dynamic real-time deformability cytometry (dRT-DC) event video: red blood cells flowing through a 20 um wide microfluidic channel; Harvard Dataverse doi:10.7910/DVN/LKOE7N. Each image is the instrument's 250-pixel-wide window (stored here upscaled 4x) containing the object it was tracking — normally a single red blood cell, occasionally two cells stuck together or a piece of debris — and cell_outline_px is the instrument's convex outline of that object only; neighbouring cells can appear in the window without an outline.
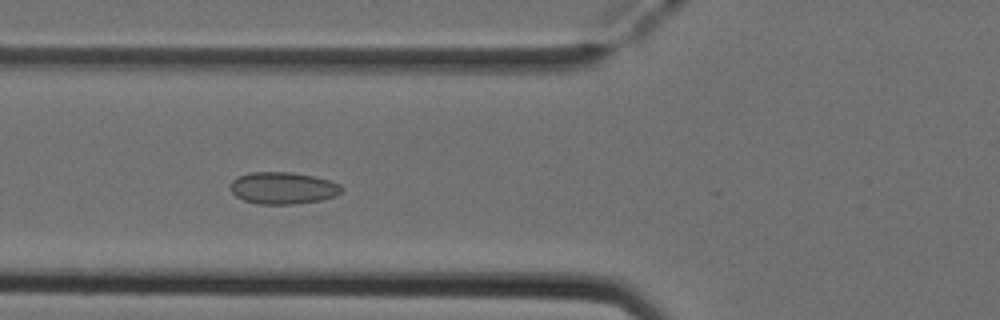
{"species": "Egyptian fruit bat (a non-hibernating species)", "species_latin": "Rousettus aegyptiacus", "temperature_condition": "cold", "stored_images_in_passage": 44, "camera_frame_rate_fps": 3000, "um_per_image_px": 0.085, "animal": {"sex": "female"}, "frame": {"image": 1, "passage_image": 18, "time_ms": 5.667, "image_size_px": [1000, 320], "cell_outline_px": [[344, 188], [340, 192], [332, 196], [320, 200], [292, 204], [260, 204], [244, 200], [236, 196], [232, 192], [232, 180], [248, 172], [292, 172], [312, 176], [328, 180], [340, 184]], "centroid_in_image_um": [24.05, 15.98], "position_along_channel_um": 101.8, "area_um2": 20.4}}
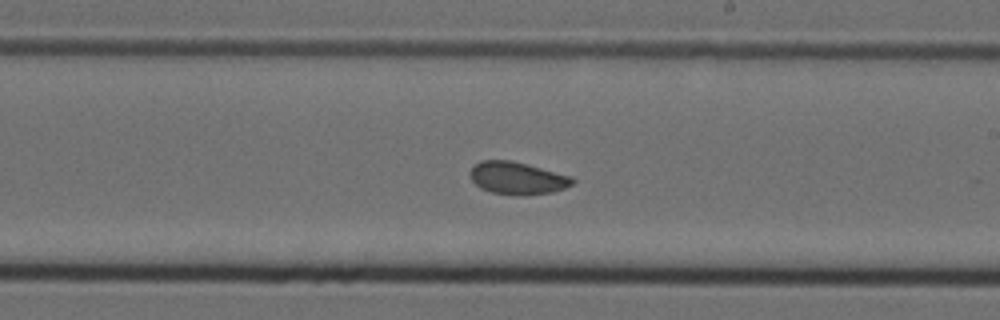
{"frame": {"image": 2, "passage_image": 29, "time_ms": 9.333, "image_size_px": [1000, 320], "cell_outline_px": [[576, 180], [572, 184], [564, 188], [552, 192], [524, 196], [516, 196], [492, 192], [480, 188], [472, 180], [472, 168], [480, 160], [512, 160], [528, 164], [572, 176]], "centroid_in_image_um": [44.01, 15.14], "position_along_channel_um": 245.0, "area_um2": 19.42}}
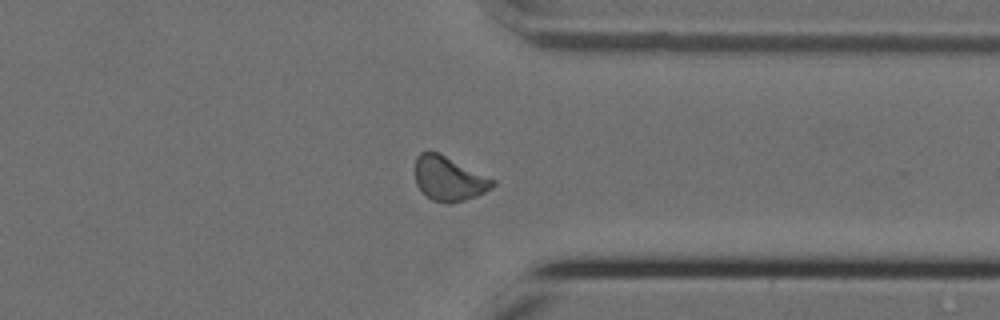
{"frame": {"image": 3, "passage_image": 39, "time_ms": 12.667, "image_size_px": [1000, 320], "cell_outline_px": [[496, 184], [492, 188], [476, 196], [464, 200], [448, 204], [444, 204], [432, 200], [416, 184], [416, 156], [420, 152], [440, 152], [496, 180]], "centroid_in_image_um": [38.18, 15.18], "position_along_channel_um": 373.2, "area_um2": 20.11}, "authors_computed_cell_mechanics": {"area_um2": 19.7387, "velocity_mm_per_s": 3.8987, "shape_relaxation_time_tau1_ms": null, "shape_relaxation_time_tau2_ms": 2.9398, "deformation_change_tau1": null, "deformation_change_tau2": 0.0738}}